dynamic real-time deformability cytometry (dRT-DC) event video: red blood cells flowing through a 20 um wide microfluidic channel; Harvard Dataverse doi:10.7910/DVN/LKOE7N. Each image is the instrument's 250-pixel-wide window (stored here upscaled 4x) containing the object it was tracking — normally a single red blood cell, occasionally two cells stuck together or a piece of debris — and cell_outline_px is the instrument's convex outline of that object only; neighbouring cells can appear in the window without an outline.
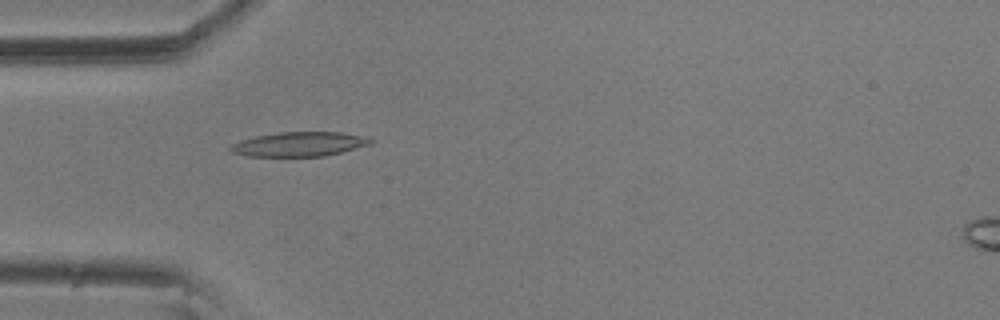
{"species": "common noctule bat (a hibernating species)", "species_latin": "Nyctalus noctula", "temperature_condition": "room temperature", "stored_images_in_passage": 25, "camera_frame_rate_fps": 3000, "um_per_image_px": 0.085, "animal": {"sex": "male", "body_mass_g": 20.5, "forearm_length_mm": 52.5}, "frame": {"image": 1, "passage_image": 16, "time_ms": 5.0, "image_size_px": [1000, 320], "cell_outline_px": [[372, 144], [324, 156], [248, 156], [232, 152], [228, 148], [232, 144], [240, 140], [256, 136], [280, 132], [340, 132], [368, 136], [372, 140]], "centroid_in_image_um": [25.45, 12.24], "position_along_channel_um": 59.5, "area_um2": 19.88}}
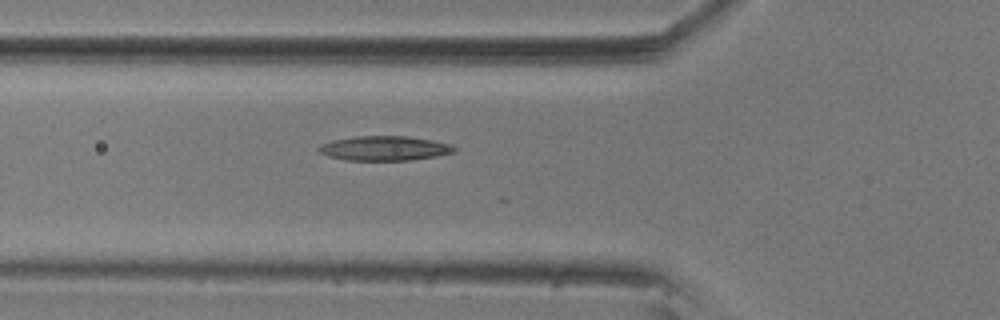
{"frame": {"image": 2, "passage_image": 19, "time_ms": 6.0, "image_size_px": [1000, 320], "cell_outline_px": [[460, 148], [456, 152], [436, 156], [412, 160], [348, 160], [328, 156], [320, 152], [316, 148], [320, 144], [332, 140], [356, 136], [408, 136], [432, 140], [452, 144]], "centroid_in_image_um": [32.73, 12.6], "position_along_channel_um": 93.1, "area_um2": 19.59}}
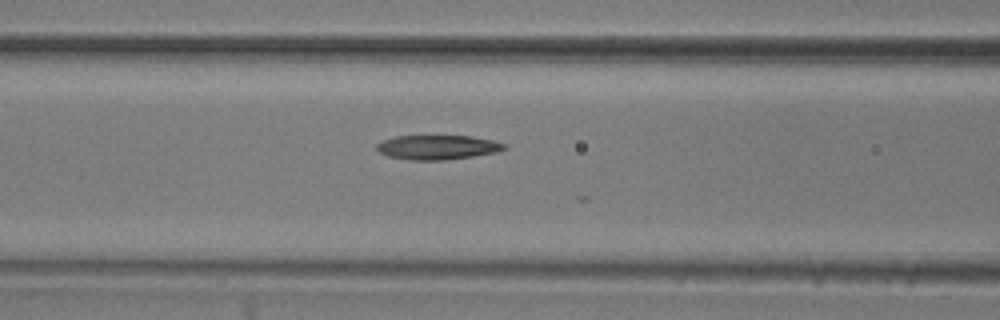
{"frame": {"image": 3, "passage_image": 22, "time_ms": 7.0, "image_size_px": [1000, 320], "cell_outline_px": [[508, 148], [496, 152], [472, 156], [444, 160], [408, 160], [388, 156], [380, 152], [376, 148], [376, 144], [384, 140], [396, 136], [472, 136], [492, 140], [508, 144]], "centroid_in_image_um": [37.22, 12.52], "position_along_channel_um": 129.4, "area_um2": 18.15}}